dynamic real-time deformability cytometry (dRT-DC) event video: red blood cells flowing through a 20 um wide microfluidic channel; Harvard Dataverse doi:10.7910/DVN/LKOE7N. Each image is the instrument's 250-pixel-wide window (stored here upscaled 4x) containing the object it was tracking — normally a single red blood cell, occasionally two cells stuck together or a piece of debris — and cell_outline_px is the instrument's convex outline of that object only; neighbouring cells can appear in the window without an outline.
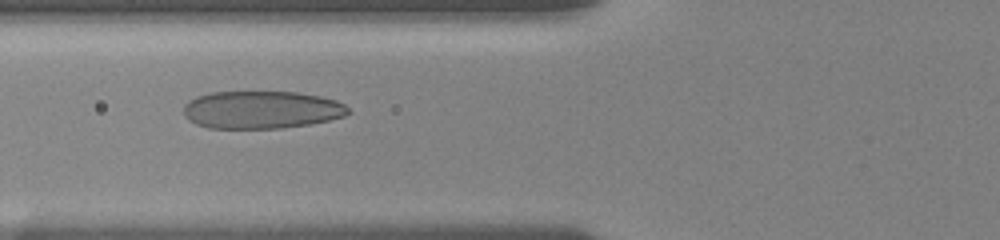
{"species": "human", "species_latin": "Homo sapiens", "temperature_condition": "room temperature", "stored_images_in_passage": 16, "camera_frame_rate_fps": 3000, "um_per_image_px": 0.085, "donor": {"sex": "female"}, "frame": {"image": 1, "passage_image": 12, "time_ms": 6.0, "image_size_px": [1000, 240], "cell_outline_px": [[352, 112], [344, 116], [328, 120], [308, 124], [280, 128], [208, 128], [196, 124], [188, 120], [184, 116], [184, 104], [188, 100], [196, 96], [212, 92], [296, 92], [320, 96], [336, 100], [344, 104]], "centroid_in_image_um": [22.2, 9.33], "position_along_channel_um": 103.6, "area_um2": 36.24}}
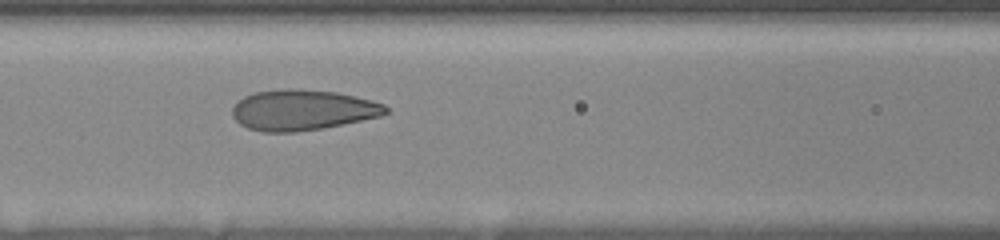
{"frame": {"image": 2, "passage_image": 14, "time_ms": 7.0, "image_size_px": [1000, 240], "cell_outline_px": [[388, 112], [380, 116], [324, 128], [296, 132], [260, 132], [248, 128], [240, 124], [232, 116], [232, 108], [244, 96], [256, 92], [284, 88], [292, 88], [336, 92], [356, 96], [372, 100], [384, 104], [388, 108]], "centroid_in_image_um": [25.71, 9.35], "position_along_channel_um": 140.9, "area_um2": 36.36}}
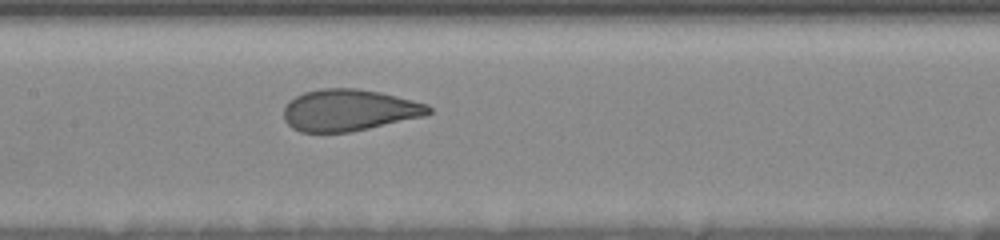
{"frame": {"image": 3, "passage_image": 16, "time_ms": 8.0, "image_size_px": [1000, 240], "cell_outline_px": [[432, 112], [424, 116], [368, 128], [348, 132], [300, 132], [292, 128], [284, 120], [284, 108], [296, 96], [304, 92], [320, 88], [356, 88], [380, 92], [428, 104], [432, 108]], "centroid_in_image_um": [29.67, 9.36], "position_along_channel_um": 177.7, "area_um2": 34.97}}